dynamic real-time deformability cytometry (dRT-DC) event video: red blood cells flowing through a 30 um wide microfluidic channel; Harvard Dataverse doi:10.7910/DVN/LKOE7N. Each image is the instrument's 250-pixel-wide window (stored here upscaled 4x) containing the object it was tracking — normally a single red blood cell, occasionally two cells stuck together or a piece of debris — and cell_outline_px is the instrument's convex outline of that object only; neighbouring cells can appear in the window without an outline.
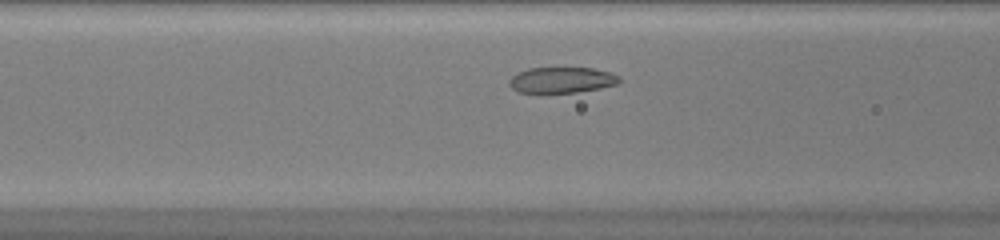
{"species": "common noctule bat (a hibernating species)", "species_latin": "Nyctalus noctula", "temperature_condition": "warm", "stored_images_in_passage": 29, "camera_frame_rate_fps": 3000, "um_per_image_px": 0.085, "animal": {"sex": "female", "body_mass_g": 20.0, "forearm_length_mm": 54.0}, "frame": {"image": 1, "passage_image": 7, "time_ms": 2.0, "image_size_px": [1000, 240], "cell_outline_px": [[620, 80], [616, 84], [600, 88], [576, 92], [516, 92], [508, 84], [508, 80], [516, 72], [528, 68], [596, 68], [620, 76]], "centroid_in_image_um": [47.71, 6.79], "position_along_channel_um": 118.9, "area_um2": 16.53}}
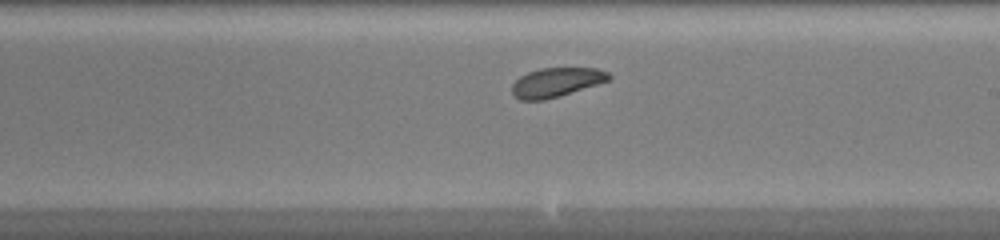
{"frame": {"image": 2, "passage_image": 16, "time_ms": 5.0, "image_size_px": [1000, 240], "cell_outline_px": [[612, 76], [608, 80], [560, 96], [544, 100], [520, 100], [512, 92], [512, 84], [520, 76], [528, 72], [540, 68], [596, 68], [608, 72]], "centroid_in_image_um": [47.27, 6.99], "position_along_channel_um": 241.7, "area_um2": 16.3}}
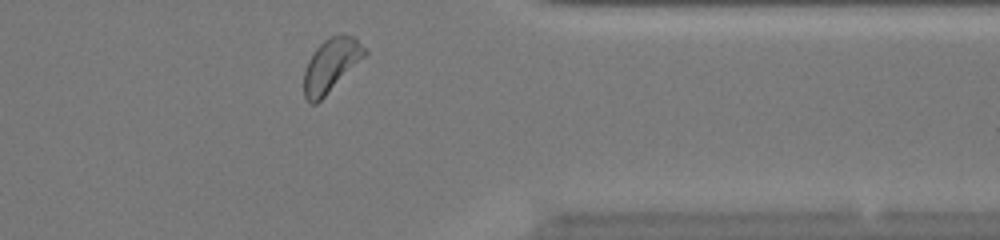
{"frame": {"image": 3, "passage_image": 27, "time_ms": 8.667, "image_size_px": [1000, 240], "cell_outline_px": [[368, 52], [316, 104], [308, 104], [304, 96], [304, 72], [308, 60], [316, 48], [324, 40], [332, 36], [352, 36]], "centroid_in_image_um": [28.07, 5.57], "position_along_channel_um": 383.3, "area_um2": 18.15}, "authors_computed_cell_mechanics": {"area_um2": 17.3978, "velocity_mm_per_s": 4.1067, "shape_relaxation_time_tau1_ms": 1.5235, "shape_relaxation_time_tau2_ms": 1.8423, "deformation_change_tau1": 0.0752, "deformation_change_tau2": 0.0691}}